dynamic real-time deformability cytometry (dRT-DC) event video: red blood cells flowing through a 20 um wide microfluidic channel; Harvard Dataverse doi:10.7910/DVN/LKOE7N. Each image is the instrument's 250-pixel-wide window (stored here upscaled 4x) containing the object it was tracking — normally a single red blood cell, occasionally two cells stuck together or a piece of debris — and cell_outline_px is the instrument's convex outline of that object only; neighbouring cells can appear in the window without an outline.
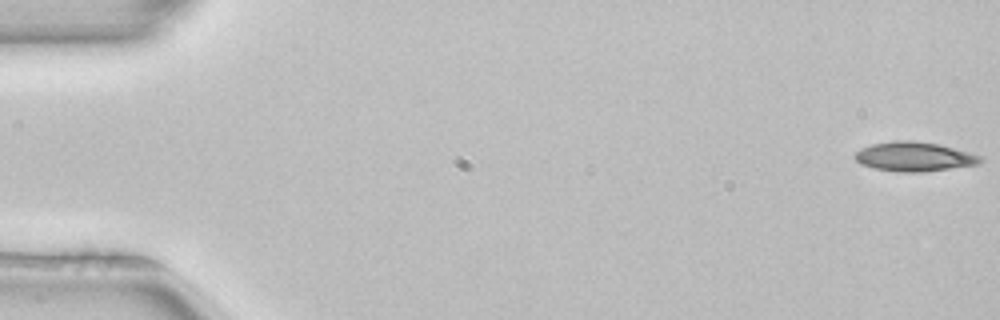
{"species": "common noctule bat (a hibernating species)", "species_latin": "Nyctalus noctula", "temperature_condition": "room temperature", "stored_images_in_passage": 51, "camera_frame_rate_fps": 3000, "um_per_image_px": 0.085, "animal": {"sex": "female", "body_mass_g": 22.7, "forearm_length_mm": 54.2}, "frame": {"image": 1, "passage_image": 1, "time_ms": 0.0, "image_size_px": [1000, 320], "cell_outline_px": [[984, 160], [980, 164], [920, 172], [900, 172], [872, 168], [860, 164], [852, 156], [860, 148], [872, 144], [896, 140], [912, 140], [936, 144], [968, 152], [980, 156]], "centroid_in_image_um": [77.65, 13.32], "position_along_channel_um": 7.3, "area_um2": 21.39}}
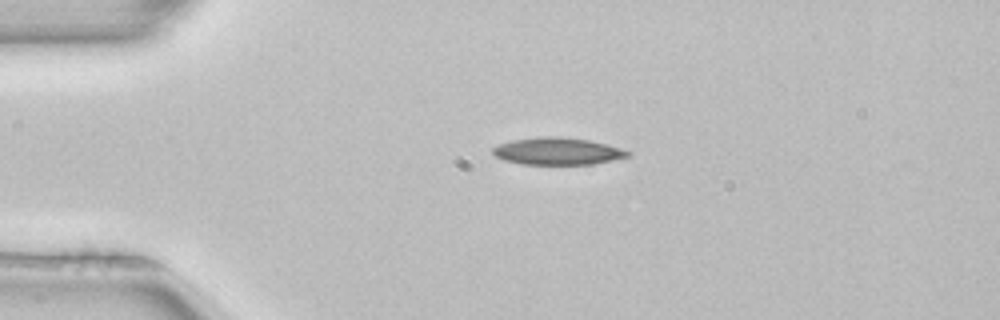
{"frame": {"image": 2, "passage_image": 12, "time_ms": 3.667, "image_size_px": [1000, 320], "cell_outline_px": [[632, 156], [592, 164], [524, 164], [504, 160], [496, 156], [492, 152], [492, 148], [496, 144], [512, 140], [536, 136], [560, 136], [588, 140], [608, 144], [632, 152]], "centroid_in_image_um": [47.39, 12.84], "position_along_channel_um": 37.6, "area_um2": 21.56}}
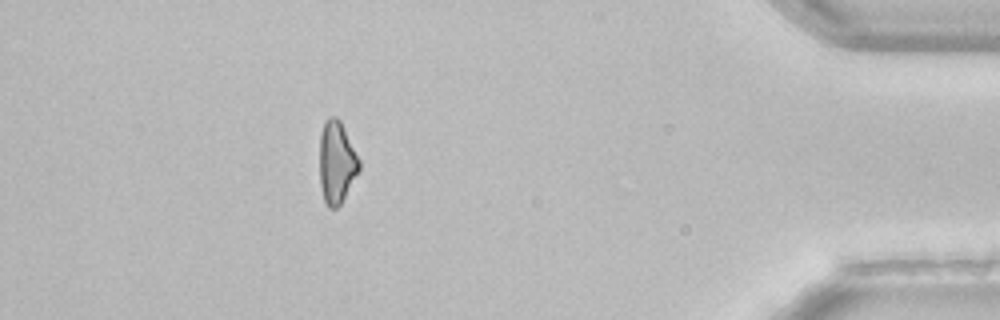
{"frame": {"image": 3, "passage_image": 46, "time_ms": 15.0, "image_size_px": [1000, 320], "cell_outline_px": [[360, 168], [340, 204], [336, 208], [328, 208], [324, 200], [320, 184], [320, 136], [324, 120], [328, 116], [336, 116], [340, 120], [360, 160]], "centroid_in_image_um": [28.6, 13.76], "position_along_channel_um": 406.6, "area_um2": 18.84}, "authors_computed_cell_mechanics": {"area_um2": 20.9236, "velocity_mm_per_s": 4.0159, "shape_relaxation_time_tau1_ms": 3.6521, "shape_relaxation_time_tau2_ms": null, "deformation_change_tau1": 0.1328, "deformation_change_tau2": null}}